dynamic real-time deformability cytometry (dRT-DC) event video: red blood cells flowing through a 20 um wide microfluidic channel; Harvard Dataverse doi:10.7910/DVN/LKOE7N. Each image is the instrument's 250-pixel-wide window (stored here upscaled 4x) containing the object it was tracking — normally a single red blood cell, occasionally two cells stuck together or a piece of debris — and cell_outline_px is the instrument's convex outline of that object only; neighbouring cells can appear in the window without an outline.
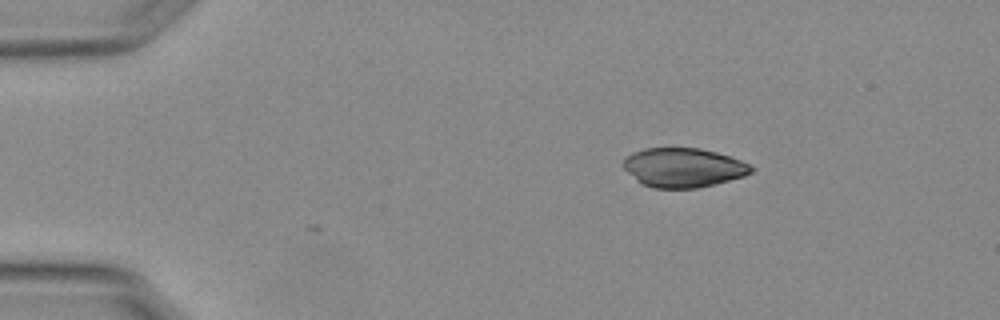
{"species": "Egyptian fruit bat (a non-hibernating species)", "species_latin": "Rousettus aegyptiacus", "temperature_condition": "warm", "stored_images_in_passage": 31, "camera_frame_rate_fps": 3000, "um_per_image_px": 0.085, "animal": {"sex": "female"}, "frame": {"image": 1, "passage_image": 1, "time_ms": 0.0, "image_size_px": [1000, 320], "cell_outline_px": [[756, 168], [752, 172], [744, 176], [696, 188], [652, 188], [640, 184], [624, 168], [624, 160], [632, 152], [644, 148], [700, 148], [716, 152], [740, 160]], "centroid_in_image_um": [58.07, 14.24], "position_along_channel_um": 26.9, "area_um2": 29.07}}
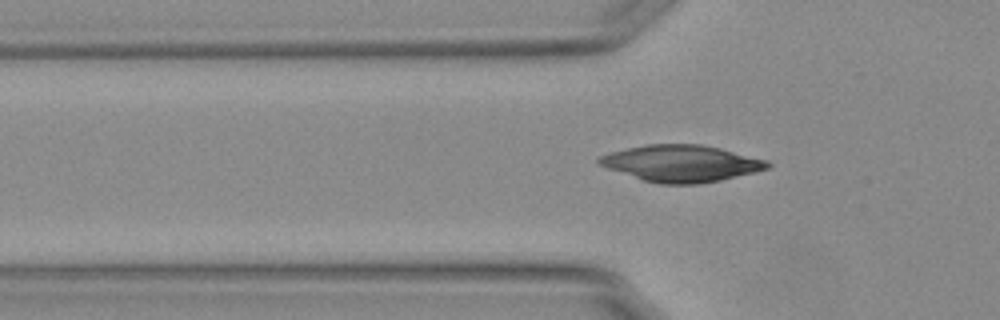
{"frame": {"image": 2, "passage_image": 10, "time_ms": 3.0, "image_size_px": [1000, 320], "cell_outline_px": [[772, 164], [768, 168], [720, 180], [700, 184], [660, 184], [644, 180], [608, 168], [600, 164], [596, 160], [600, 156], [612, 152], [628, 148], [648, 144], [700, 144], [720, 148], [768, 160]], "centroid_in_image_um": [57.93, 13.88], "position_along_channel_um": 67.9, "area_um2": 35.55}}
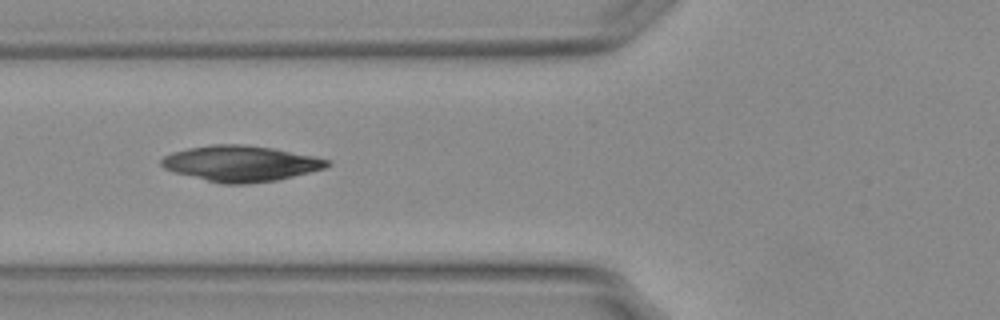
{"frame": {"image": 3, "passage_image": 13, "time_ms": 4.0, "image_size_px": [1000, 320], "cell_outline_px": [[332, 164], [324, 168], [276, 180], [244, 184], [224, 184], [176, 172], [164, 168], [160, 164], [160, 160], [164, 156], [172, 152], [188, 148], [208, 144], [244, 144], [272, 148], [332, 160]], "centroid_in_image_um": [20.45, 13.88], "position_along_channel_um": 105.3, "area_um2": 34.22}}